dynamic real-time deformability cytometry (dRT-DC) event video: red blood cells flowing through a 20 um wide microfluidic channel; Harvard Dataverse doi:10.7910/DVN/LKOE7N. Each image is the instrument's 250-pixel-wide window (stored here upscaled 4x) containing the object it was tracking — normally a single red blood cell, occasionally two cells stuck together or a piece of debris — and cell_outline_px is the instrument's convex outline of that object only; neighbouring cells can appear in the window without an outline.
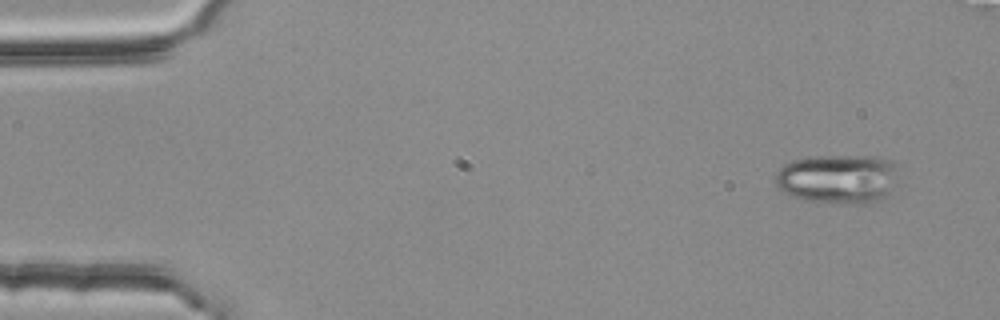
{"species": "common noctule bat (a hibernating species)", "species_latin": "Nyctalus noctula", "temperature_condition": "room temperature", "stored_images_in_passage": 4, "camera_frame_rate_fps": 3000, "um_per_image_px": 0.085, "animal": {"sex": "female", "body_mass_g": 25.1}, "frame": {"image": 1, "passage_image": 1, "time_ms": 0.0, "image_size_px": [1000, 320], "cell_outline_px": [[896, 168], [888, 192], [880, 200], [868, 204], [856, 204], [804, 200], [792, 196], [784, 192], [776, 184], [776, 172], [784, 164], [792, 160], [816, 156], [868, 156], [888, 160], [896, 164]], "centroid_in_image_um": [71.15, 15.2], "position_along_channel_um": 13.8, "area_um2": 34.8}}